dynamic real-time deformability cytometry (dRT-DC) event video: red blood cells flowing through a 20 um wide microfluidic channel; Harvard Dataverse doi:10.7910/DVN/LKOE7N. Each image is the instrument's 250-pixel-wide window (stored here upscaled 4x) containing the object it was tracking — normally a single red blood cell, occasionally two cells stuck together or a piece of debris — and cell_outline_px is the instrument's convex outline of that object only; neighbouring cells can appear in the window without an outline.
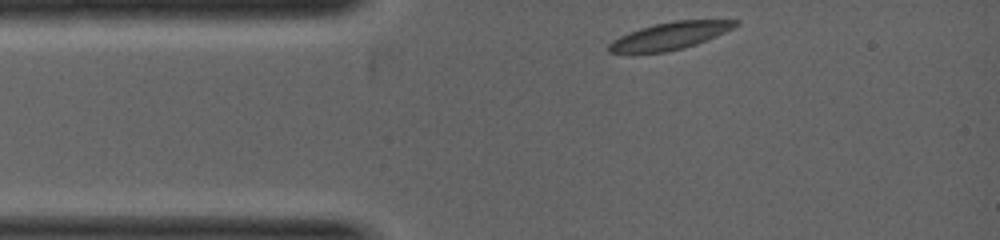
{"species": "common noctule bat (a hibernating species)", "species_latin": "Nyctalus noctula", "temperature_condition": "warm", "stored_images_in_passage": 4, "camera_frame_rate_fps": 5000, "um_per_image_px": 0.085, "animal": {"sex": "female", "body_mass_g": 19.0, "forearm_length_mm": 53.3}, "frame": {"image": 1, "passage_image": 1, "time_ms": 0.0, "image_size_px": [1000, 240], "cell_outline_px": [[740, 24], [716, 36], [696, 44], [684, 48], [664, 52], [632, 56], [608, 52], [608, 44], [612, 40], [628, 32], [640, 28], [672, 20], [740, 20]], "centroid_in_image_um": [56.84, 3.09], "position_along_channel_um": 28.2, "area_um2": 20.69}}
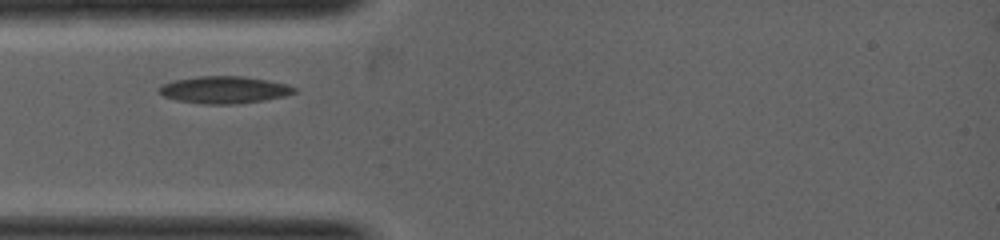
{"frame": {"image": 2, "passage_image": 3, "time_ms": 0.8, "image_size_px": [1000, 240], "cell_outline_px": [[296, 92], [284, 96], [264, 100], [236, 104], [204, 104], [176, 100], [164, 96], [156, 92], [156, 88], [164, 84], [176, 80], [200, 76], [240, 76], [288, 84], [296, 88]], "centroid_in_image_um": [19.03, 7.64], "position_along_channel_um": 66.0, "area_um2": 21.27}}
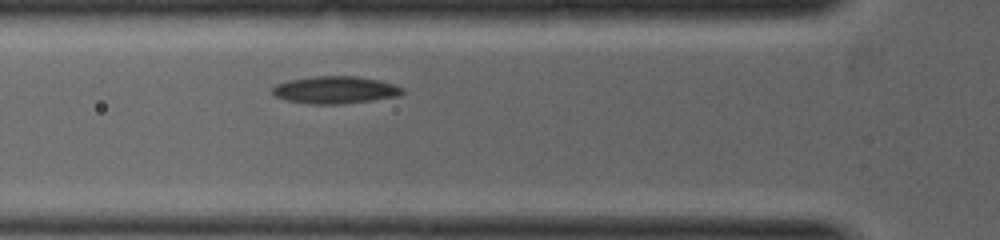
{"frame": {"image": 3, "passage_image": 4, "time_ms": 1.2, "image_size_px": [1000, 240], "cell_outline_px": [[404, 92], [400, 96], [372, 100], [340, 104], [308, 104], [284, 100], [276, 96], [272, 92], [272, 88], [276, 84], [288, 80], [316, 76], [356, 76], [380, 80], [404, 88]], "centroid_in_image_um": [28.49, 7.64], "position_along_channel_um": 97.3, "area_um2": 20.81}}